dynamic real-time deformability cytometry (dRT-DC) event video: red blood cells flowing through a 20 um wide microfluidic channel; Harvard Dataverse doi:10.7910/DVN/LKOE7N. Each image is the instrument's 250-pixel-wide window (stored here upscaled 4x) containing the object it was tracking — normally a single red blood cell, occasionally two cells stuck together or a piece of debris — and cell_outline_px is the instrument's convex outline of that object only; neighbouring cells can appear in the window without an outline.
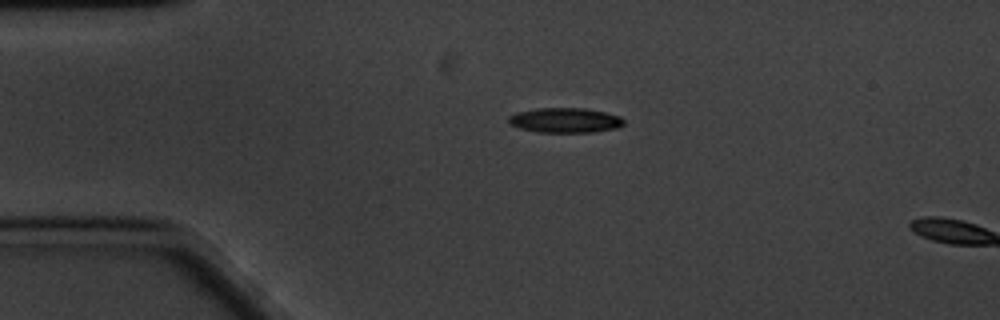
{"species": "common noctule bat (a hibernating species)", "species_latin": "Nyctalus noctula", "temperature_condition": "cold", "stored_images_in_passage": 3, "camera_frame_rate_fps": 3000, "um_per_image_px": 0.085, "animal": {"sex": "male", "body_mass_g": 20.1, "forearm_length_mm": 53.5}, "frame": {"image": 1, "passage_image": 1, "time_ms": 0.0, "image_size_px": [1000, 320], "cell_outline_px": [[624, 124], [620, 128], [592, 132], [540, 132], [520, 128], [508, 124], [508, 116], [516, 112], [536, 108], [584, 108], [604, 112], [620, 116], [624, 120]], "centroid_in_image_um": [48.03, 10.22], "position_along_channel_um": 37.0, "area_um2": 16.82}}